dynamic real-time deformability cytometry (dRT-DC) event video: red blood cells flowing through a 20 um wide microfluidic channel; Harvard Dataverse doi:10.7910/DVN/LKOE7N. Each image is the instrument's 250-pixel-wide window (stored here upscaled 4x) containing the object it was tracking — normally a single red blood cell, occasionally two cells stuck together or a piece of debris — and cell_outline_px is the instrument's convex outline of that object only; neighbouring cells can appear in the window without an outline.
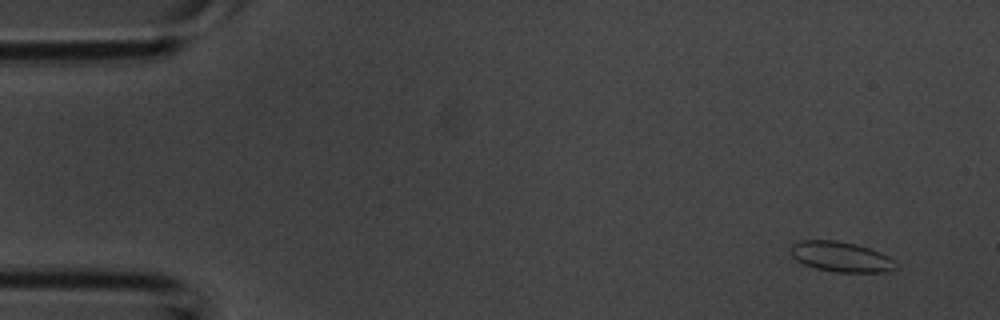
{"species": "common noctule bat (a hibernating species)", "species_latin": "Nyctalus noctula", "temperature_condition": "room temperature", "stored_images_in_passage": 43, "camera_frame_rate_fps": 3000, "um_per_image_px": 0.085, "animal": {"sex": "male", "body_mass_g": 20.1, "forearm_length_mm": 53.5}, "frame": {"image": 1, "passage_image": 3, "time_ms": 0.667, "image_size_px": [1000, 320], "cell_outline_px": [[900, 268], [892, 272], [836, 272], [816, 268], [804, 264], [796, 260], [792, 256], [792, 244], [800, 240], [836, 240], [856, 244], [880, 252], [888, 256]], "centroid_in_image_um": [71.52, 21.83], "position_along_channel_um": 13.5, "area_um2": 18.55}}
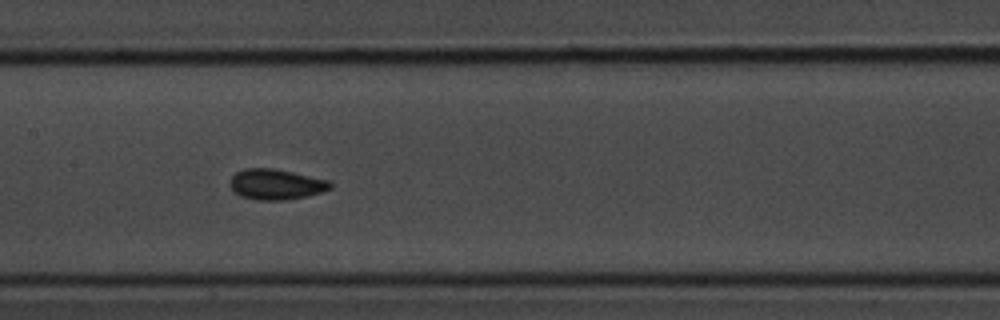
{"frame": {"image": 2, "passage_image": 21, "time_ms": 6.667, "image_size_px": [1000, 320], "cell_outline_px": [[332, 188], [308, 196], [288, 200], [256, 200], [240, 196], [232, 192], [228, 184], [232, 176], [236, 172], [244, 168], [272, 168], [292, 172], [328, 180], [332, 184]], "centroid_in_image_um": [23.4, 15.68], "position_along_channel_um": 184.0, "area_um2": 18.03}}
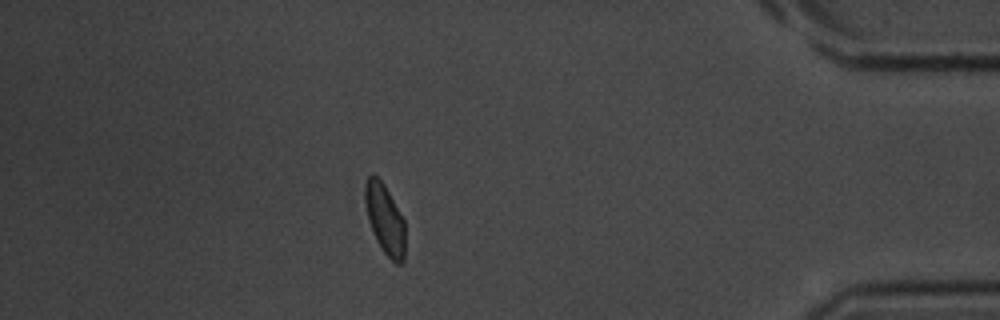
{"frame": {"image": 3, "passage_image": 38, "time_ms": 12.333, "image_size_px": [1000, 320], "cell_outline_px": [[404, 260], [400, 264], [396, 264], [384, 252], [376, 240], [372, 232], [368, 220], [364, 200], [364, 184], [368, 176], [372, 172], [384, 184], [404, 220]], "centroid_in_image_um": [32.68, 18.6], "position_along_channel_um": 402.5, "area_um2": 16.36}}